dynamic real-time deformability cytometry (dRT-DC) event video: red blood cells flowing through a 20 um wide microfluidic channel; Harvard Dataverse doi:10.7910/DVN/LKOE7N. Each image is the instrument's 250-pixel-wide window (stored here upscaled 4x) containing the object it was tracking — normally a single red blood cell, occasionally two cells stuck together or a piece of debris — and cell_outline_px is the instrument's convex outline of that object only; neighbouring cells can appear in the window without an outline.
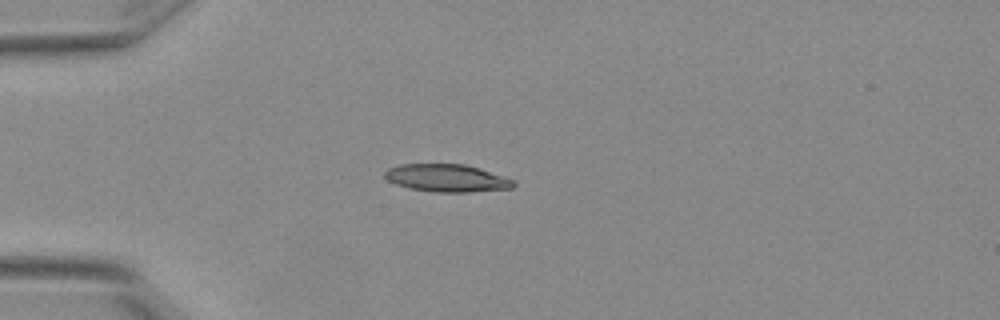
{"species": "Egyptian fruit bat (a non-hibernating species)", "species_latin": "Rousettus aegyptiacus", "temperature_condition": "warm", "stored_images_in_passage": 5, "camera_frame_rate_fps": 3000, "um_per_image_px": 0.085, "animal": {"sex": "female"}, "frame": {"image": 1, "passage_image": 4, "time_ms": 1.0, "image_size_px": [1000, 320], "cell_outline_px": [[516, 184], [512, 188], [468, 192], [432, 192], [408, 188], [396, 184], [388, 180], [384, 176], [384, 172], [388, 168], [400, 164], [464, 164], [480, 168], [504, 176], [512, 180]], "centroid_in_image_um": [37.96, 15.13], "position_along_channel_um": 47.0, "area_um2": 20.75}}